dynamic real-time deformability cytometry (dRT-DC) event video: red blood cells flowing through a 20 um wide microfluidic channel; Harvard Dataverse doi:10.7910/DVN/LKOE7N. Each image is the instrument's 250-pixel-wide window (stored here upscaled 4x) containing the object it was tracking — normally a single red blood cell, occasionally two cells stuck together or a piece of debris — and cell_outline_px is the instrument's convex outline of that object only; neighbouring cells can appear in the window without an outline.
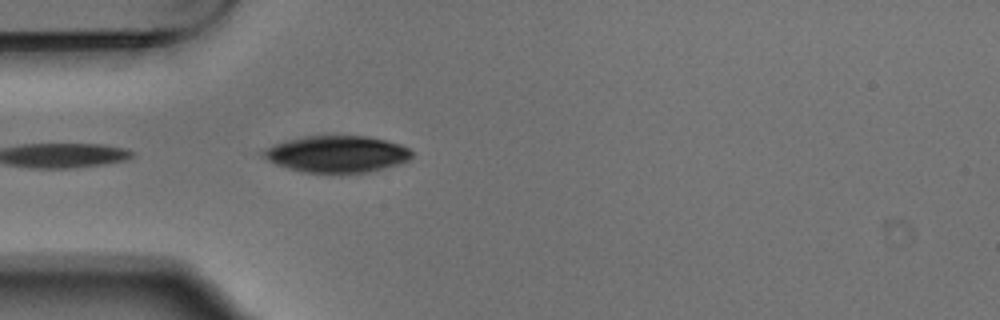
{"species": "Egyptian fruit bat (a non-hibernating species)", "species_latin": "Rousettus aegyptiacus", "temperature_condition": "warm", "stored_images_in_passage": 1, "camera_frame_rate_fps": 3000, "um_per_image_px": 0.085, "animal": {"sex": "male"}, "frame": {"image": 1, "passage_image": 1, "time_ms": 0.0, "image_size_px": [1000, 320], "cell_outline_px": [[412, 156], [408, 160], [384, 168], [368, 172], [304, 172], [288, 168], [276, 164], [260, 156], [260, 152], [264, 148], [288, 140], [304, 136], [368, 136], [388, 140], [400, 144], [408, 148], [412, 152]], "centroid_in_image_um": [28.62, 13.08], "position_along_channel_um": 56.4, "area_um2": 31.56}}